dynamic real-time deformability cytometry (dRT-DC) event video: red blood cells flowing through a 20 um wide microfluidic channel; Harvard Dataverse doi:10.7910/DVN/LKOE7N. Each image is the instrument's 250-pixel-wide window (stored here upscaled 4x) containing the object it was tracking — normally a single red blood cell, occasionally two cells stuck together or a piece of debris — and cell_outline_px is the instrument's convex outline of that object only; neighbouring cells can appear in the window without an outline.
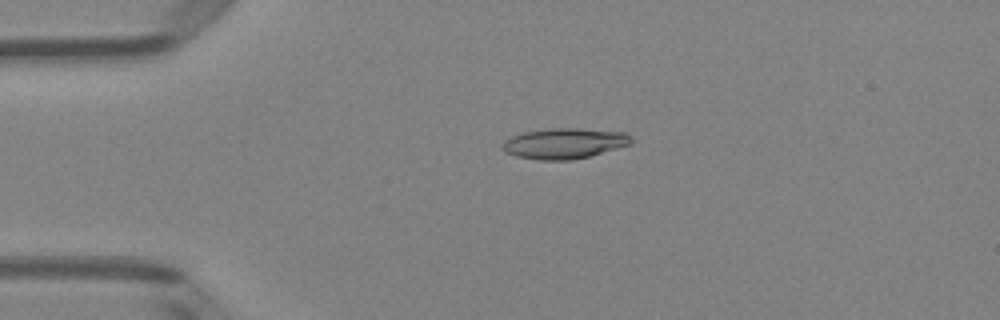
{"species": "Egyptian fruit bat (a non-hibernating species)", "species_latin": "Rousettus aegyptiacus", "temperature_condition": "room temperature", "stored_images_in_passage": 40, "camera_frame_rate_fps": 3000, "um_per_image_px": 0.085, "animal": {"sex": "female"}, "frame": {"image": 1, "passage_image": 1, "time_ms": 0.0, "image_size_px": [1000, 320], "cell_outline_px": [[632, 144], [588, 156], [572, 160], [540, 160], [516, 156], [504, 152], [500, 148], [500, 144], [504, 140], [512, 136], [524, 132], [548, 128], [576, 128], [624, 132], [632, 140]], "centroid_in_image_um": [47.9, 12.19], "position_along_channel_um": 37.1, "area_um2": 22.95}}
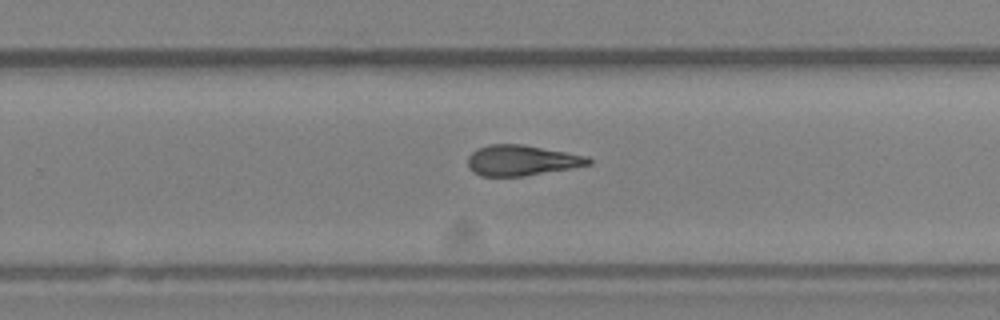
{"frame": {"image": 2, "passage_image": 22, "time_ms": 7.0, "image_size_px": [1000, 320], "cell_outline_px": [[592, 164], [524, 176], [480, 176], [472, 172], [468, 168], [468, 156], [476, 148], [488, 144], [520, 144], [588, 156], [592, 160]], "centroid_in_image_um": [44.29, 13.63], "position_along_channel_um": 285.5, "area_um2": 21.44}}
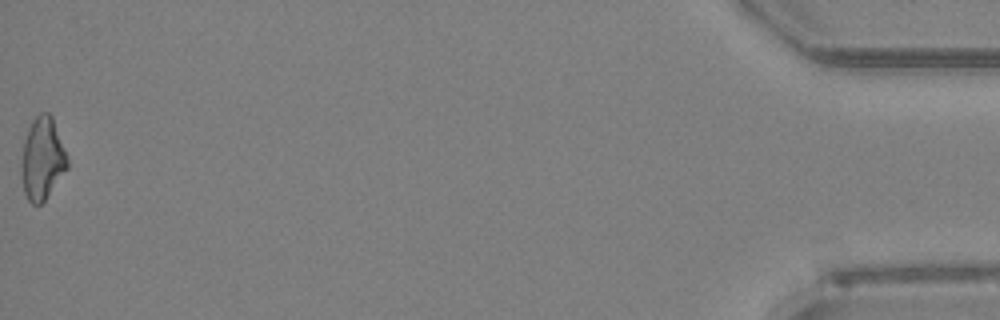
{"frame": {"image": 3, "passage_image": 40, "time_ms": 13.0, "image_size_px": [1000, 320], "cell_outline_px": [[68, 168], [44, 200], [40, 204], [32, 204], [28, 200], [24, 192], [20, 172], [24, 140], [28, 128], [32, 120], [40, 112], [48, 112], [52, 116], [68, 156]], "centroid_in_image_um": [3.6, 13.47], "position_along_channel_um": 431.6, "area_um2": 22.14}, "authors_computed_cell_mechanics": {"area_um2": 21.7906, "velocity_mm_per_s": 4.0571, "shape_relaxation_time_tau1_ms": null, "shape_relaxation_time_tau2_ms": 3.1739, "deformation_change_tau1": null, "deformation_change_tau2": 0.1351}}